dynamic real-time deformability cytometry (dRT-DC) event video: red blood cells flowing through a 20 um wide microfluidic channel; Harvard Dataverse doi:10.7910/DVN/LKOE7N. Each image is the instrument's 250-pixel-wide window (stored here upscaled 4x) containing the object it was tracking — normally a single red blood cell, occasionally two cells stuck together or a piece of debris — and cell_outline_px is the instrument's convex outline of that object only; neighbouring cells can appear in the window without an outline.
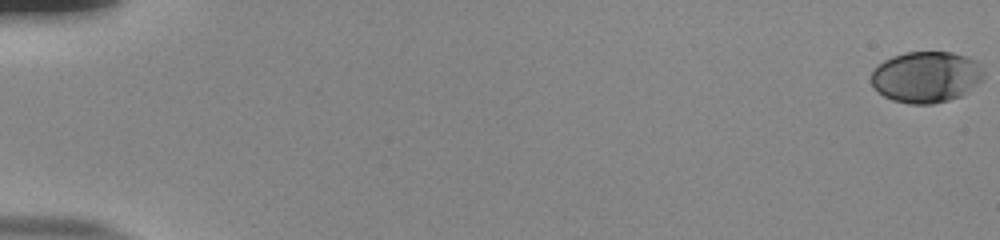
{"species": "human", "species_latin": "Homo sapiens", "temperature_condition": "room temperature", "stored_images_in_passage": 52, "camera_frame_rate_fps": 3000, "um_per_image_px": 0.085, "donor": {"sex": "male"}, "frame": {"image": 1, "passage_image": 1, "time_ms": 0.0, "image_size_px": [1000, 240], "cell_outline_px": [[984, 72], [980, 80], [960, 96], [948, 100], [932, 104], [908, 104], [892, 100], [884, 96], [872, 84], [872, 72], [884, 60], [892, 56], [904, 52], [952, 52], [968, 56], [976, 60]], "centroid_in_image_um": [78.72, 6.53], "position_along_channel_um": 6.3, "area_um2": 33.29}}
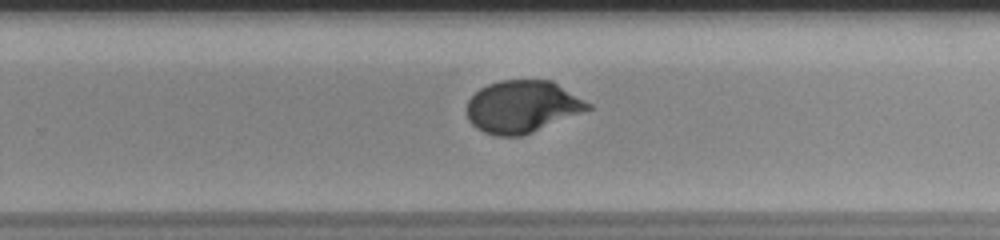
{"frame": {"image": 2, "passage_image": 38, "time_ms": 12.333, "image_size_px": [1000, 240], "cell_outline_px": [[592, 108], [532, 132], [520, 136], [496, 136], [484, 132], [476, 128], [468, 120], [468, 100], [480, 88], [488, 84], [500, 80], [552, 80], [592, 104]], "centroid_in_image_um": [44.39, 9.06], "position_along_channel_um": 285.4, "area_um2": 36.65}}
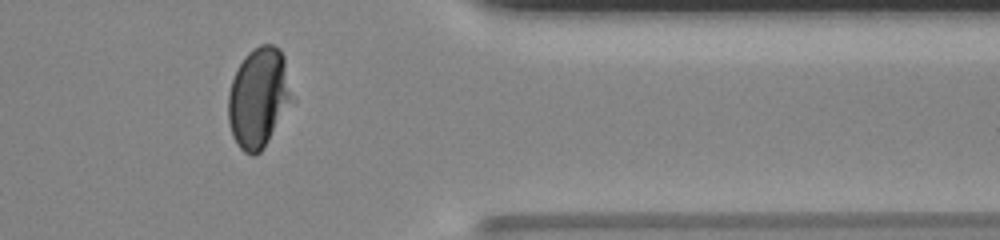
{"frame": {"image": 3, "passage_image": 47, "time_ms": 15.333, "image_size_px": [1000, 240], "cell_outline_px": [[296, 100], [264, 148], [260, 152], [252, 156], [244, 152], [236, 144], [232, 136], [228, 120], [228, 92], [232, 80], [244, 56], [248, 52], [260, 44], [272, 44], [280, 48], [284, 56]], "centroid_in_image_um": [22.04, 8.31], "position_along_channel_um": 389.4, "area_um2": 38.26}}